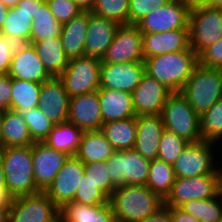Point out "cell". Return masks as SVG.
Wrapping results in <instances>:
<instances>
[{
    "instance_id": "1",
    "label": "cell",
    "mask_w": 222,
    "mask_h": 222,
    "mask_svg": "<svg viewBox=\"0 0 222 222\" xmlns=\"http://www.w3.org/2000/svg\"><path fill=\"white\" fill-rule=\"evenodd\" d=\"M119 222H138L155 214L164 200L146 185H123L115 188L108 199Z\"/></svg>"
},
{
    "instance_id": "2",
    "label": "cell",
    "mask_w": 222,
    "mask_h": 222,
    "mask_svg": "<svg viewBox=\"0 0 222 222\" xmlns=\"http://www.w3.org/2000/svg\"><path fill=\"white\" fill-rule=\"evenodd\" d=\"M144 64L146 74L170 91L181 92L198 65V55L190 48L144 58Z\"/></svg>"
},
{
    "instance_id": "3",
    "label": "cell",
    "mask_w": 222,
    "mask_h": 222,
    "mask_svg": "<svg viewBox=\"0 0 222 222\" xmlns=\"http://www.w3.org/2000/svg\"><path fill=\"white\" fill-rule=\"evenodd\" d=\"M0 155L5 184L13 198L42 192L34 180L32 145L1 147Z\"/></svg>"
},
{
    "instance_id": "4",
    "label": "cell",
    "mask_w": 222,
    "mask_h": 222,
    "mask_svg": "<svg viewBox=\"0 0 222 222\" xmlns=\"http://www.w3.org/2000/svg\"><path fill=\"white\" fill-rule=\"evenodd\" d=\"M180 93L201 116L222 96V69L198 64Z\"/></svg>"
},
{
    "instance_id": "5",
    "label": "cell",
    "mask_w": 222,
    "mask_h": 222,
    "mask_svg": "<svg viewBox=\"0 0 222 222\" xmlns=\"http://www.w3.org/2000/svg\"><path fill=\"white\" fill-rule=\"evenodd\" d=\"M217 152H219V146L213 142L201 140L189 143L172 165L176 178L222 173Z\"/></svg>"
},
{
    "instance_id": "6",
    "label": "cell",
    "mask_w": 222,
    "mask_h": 222,
    "mask_svg": "<svg viewBox=\"0 0 222 222\" xmlns=\"http://www.w3.org/2000/svg\"><path fill=\"white\" fill-rule=\"evenodd\" d=\"M165 129L190 143L201 141L200 116L180 92H173L161 114Z\"/></svg>"
},
{
    "instance_id": "7",
    "label": "cell",
    "mask_w": 222,
    "mask_h": 222,
    "mask_svg": "<svg viewBox=\"0 0 222 222\" xmlns=\"http://www.w3.org/2000/svg\"><path fill=\"white\" fill-rule=\"evenodd\" d=\"M190 47L198 55L222 38V9L206 4L191 6L189 14Z\"/></svg>"
},
{
    "instance_id": "8",
    "label": "cell",
    "mask_w": 222,
    "mask_h": 222,
    "mask_svg": "<svg viewBox=\"0 0 222 222\" xmlns=\"http://www.w3.org/2000/svg\"><path fill=\"white\" fill-rule=\"evenodd\" d=\"M100 65V59L85 55L69 59L59 79L70 98L91 93L100 88Z\"/></svg>"
},
{
    "instance_id": "9",
    "label": "cell",
    "mask_w": 222,
    "mask_h": 222,
    "mask_svg": "<svg viewBox=\"0 0 222 222\" xmlns=\"http://www.w3.org/2000/svg\"><path fill=\"white\" fill-rule=\"evenodd\" d=\"M150 163L135 149L115 151L107 160L108 174L116 188L146 185Z\"/></svg>"
},
{
    "instance_id": "10",
    "label": "cell",
    "mask_w": 222,
    "mask_h": 222,
    "mask_svg": "<svg viewBox=\"0 0 222 222\" xmlns=\"http://www.w3.org/2000/svg\"><path fill=\"white\" fill-rule=\"evenodd\" d=\"M222 173H211L202 176L176 178L170 193L164 199L165 207H180L190 200L213 198L219 194Z\"/></svg>"
},
{
    "instance_id": "11",
    "label": "cell",
    "mask_w": 222,
    "mask_h": 222,
    "mask_svg": "<svg viewBox=\"0 0 222 222\" xmlns=\"http://www.w3.org/2000/svg\"><path fill=\"white\" fill-rule=\"evenodd\" d=\"M190 9L191 6L183 0H170L144 16L135 25L142 34L189 29Z\"/></svg>"
},
{
    "instance_id": "12",
    "label": "cell",
    "mask_w": 222,
    "mask_h": 222,
    "mask_svg": "<svg viewBox=\"0 0 222 222\" xmlns=\"http://www.w3.org/2000/svg\"><path fill=\"white\" fill-rule=\"evenodd\" d=\"M8 222H61L59 207L44 192L16 197Z\"/></svg>"
},
{
    "instance_id": "13",
    "label": "cell",
    "mask_w": 222,
    "mask_h": 222,
    "mask_svg": "<svg viewBox=\"0 0 222 222\" xmlns=\"http://www.w3.org/2000/svg\"><path fill=\"white\" fill-rule=\"evenodd\" d=\"M143 35L135 24L120 25L101 63L144 61Z\"/></svg>"
},
{
    "instance_id": "14",
    "label": "cell",
    "mask_w": 222,
    "mask_h": 222,
    "mask_svg": "<svg viewBox=\"0 0 222 222\" xmlns=\"http://www.w3.org/2000/svg\"><path fill=\"white\" fill-rule=\"evenodd\" d=\"M144 74V61L101 63L100 88L132 93Z\"/></svg>"
},
{
    "instance_id": "15",
    "label": "cell",
    "mask_w": 222,
    "mask_h": 222,
    "mask_svg": "<svg viewBox=\"0 0 222 222\" xmlns=\"http://www.w3.org/2000/svg\"><path fill=\"white\" fill-rule=\"evenodd\" d=\"M172 93L166 86L145 73L131 93L136 116L161 115L164 104Z\"/></svg>"
},
{
    "instance_id": "16",
    "label": "cell",
    "mask_w": 222,
    "mask_h": 222,
    "mask_svg": "<svg viewBox=\"0 0 222 222\" xmlns=\"http://www.w3.org/2000/svg\"><path fill=\"white\" fill-rule=\"evenodd\" d=\"M83 175L84 163L75 156H69L44 193L60 208L65 202L74 200Z\"/></svg>"
},
{
    "instance_id": "17",
    "label": "cell",
    "mask_w": 222,
    "mask_h": 222,
    "mask_svg": "<svg viewBox=\"0 0 222 222\" xmlns=\"http://www.w3.org/2000/svg\"><path fill=\"white\" fill-rule=\"evenodd\" d=\"M69 158L65 152L57 151L43 142L32 145L33 174L36 186L44 192Z\"/></svg>"
},
{
    "instance_id": "18",
    "label": "cell",
    "mask_w": 222,
    "mask_h": 222,
    "mask_svg": "<svg viewBox=\"0 0 222 222\" xmlns=\"http://www.w3.org/2000/svg\"><path fill=\"white\" fill-rule=\"evenodd\" d=\"M12 79L43 83L52 78L32 44H20L14 51L7 73Z\"/></svg>"
},
{
    "instance_id": "19",
    "label": "cell",
    "mask_w": 222,
    "mask_h": 222,
    "mask_svg": "<svg viewBox=\"0 0 222 222\" xmlns=\"http://www.w3.org/2000/svg\"><path fill=\"white\" fill-rule=\"evenodd\" d=\"M69 101L70 97L59 77L41 83L37 107L55 125L68 121Z\"/></svg>"
},
{
    "instance_id": "20",
    "label": "cell",
    "mask_w": 222,
    "mask_h": 222,
    "mask_svg": "<svg viewBox=\"0 0 222 222\" xmlns=\"http://www.w3.org/2000/svg\"><path fill=\"white\" fill-rule=\"evenodd\" d=\"M68 122L83 132L101 129L103 121L97 91L70 98Z\"/></svg>"
},
{
    "instance_id": "21",
    "label": "cell",
    "mask_w": 222,
    "mask_h": 222,
    "mask_svg": "<svg viewBox=\"0 0 222 222\" xmlns=\"http://www.w3.org/2000/svg\"><path fill=\"white\" fill-rule=\"evenodd\" d=\"M137 130L133 149L148 160L158 159L159 142L165 126L161 115L136 116Z\"/></svg>"
},
{
    "instance_id": "22",
    "label": "cell",
    "mask_w": 222,
    "mask_h": 222,
    "mask_svg": "<svg viewBox=\"0 0 222 222\" xmlns=\"http://www.w3.org/2000/svg\"><path fill=\"white\" fill-rule=\"evenodd\" d=\"M119 26L117 22L99 17L89 11L85 56L95 57L101 60L107 48L113 42L116 30Z\"/></svg>"
},
{
    "instance_id": "23",
    "label": "cell",
    "mask_w": 222,
    "mask_h": 222,
    "mask_svg": "<svg viewBox=\"0 0 222 222\" xmlns=\"http://www.w3.org/2000/svg\"><path fill=\"white\" fill-rule=\"evenodd\" d=\"M143 35L144 58L159 54L189 50V29H175L161 33H147Z\"/></svg>"
},
{
    "instance_id": "24",
    "label": "cell",
    "mask_w": 222,
    "mask_h": 222,
    "mask_svg": "<svg viewBox=\"0 0 222 222\" xmlns=\"http://www.w3.org/2000/svg\"><path fill=\"white\" fill-rule=\"evenodd\" d=\"M103 123L135 117L132 94L126 91L97 90Z\"/></svg>"
},
{
    "instance_id": "25",
    "label": "cell",
    "mask_w": 222,
    "mask_h": 222,
    "mask_svg": "<svg viewBox=\"0 0 222 222\" xmlns=\"http://www.w3.org/2000/svg\"><path fill=\"white\" fill-rule=\"evenodd\" d=\"M89 24V11H82L62 24L60 40L69 59L85 55V41Z\"/></svg>"
},
{
    "instance_id": "26",
    "label": "cell",
    "mask_w": 222,
    "mask_h": 222,
    "mask_svg": "<svg viewBox=\"0 0 222 222\" xmlns=\"http://www.w3.org/2000/svg\"><path fill=\"white\" fill-rule=\"evenodd\" d=\"M61 222H119L108 203L86 205L75 201L65 202L60 208Z\"/></svg>"
},
{
    "instance_id": "27",
    "label": "cell",
    "mask_w": 222,
    "mask_h": 222,
    "mask_svg": "<svg viewBox=\"0 0 222 222\" xmlns=\"http://www.w3.org/2000/svg\"><path fill=\"white\" fill-rule=\"evenodd\" d=\"M116 150L100 130L83 132L74 155L84 164L107 161Z\"/></svg>"
},
{
    "instance_id": "28",
    "label": "cell",
    "mask_w": 222,
    "mask_h": 222,
    "mask_svg": "<svg viewBox=\"0 0 222 222\" xmlns=\"http://www.w3.org/2000/svg\"><path fill=\"white\" fill-rule=\"evenodd\" d=\"M32 46L52 77H59L65 71L69 58L64 52L60 37L36 41Z\"/></svg>"
},
{
    "instance_id": "29",
    "label": "cell",
    "mask_w": 222,
    "mask_h": 222,
    "mask_svg": "<svg viewBox=\"0 0 222 222\" xmlns=\"http://www.w3.org/2000/svg\"><path fill=\"white\" fill-rule=\"evenodd\" d=\"M25 120L15 110L4 111L2 120L1 147L33 145Z\"/></svg>"
},
{
    "instance_id": "30",
    "label": "cell",
    "mask_w": 222,
    "mask_h": 222,
    "mask_svg": "<svg viewBox=\"0 0 222 222\" xmlns=\"http://www.w3.org/2000/svg\"><path fill=\"white\" fill-rule=\"evenodd\" d=\"M136 116L103 123L100 131L116 151L133 149L136 140Z\"/></svg>"
},
{
    "instance_id": "31",
    "label": "cell",
    "mask_w": 222,
    "mask_h": 222,
    "mask_svg": "<svg viewBox=\"0 0 222 222\" xmlns=\"http://www.w3.org/2000/svg\"><path fill=\"white\" fill-rule=\"evenodd\" d=\"M82 134V130L75 124L67 121L54 125L43 143L57 151H62L69 156H74L80 144Z\"/></svg>"
},
{
    "instance_id": "32",
    "label": "cell",
    "mask_w": 222,
    "mask_h": 222,
    "mask_svg": "<svg viewBox=\"0 0 222 222\" xmlns=\"http://www.w3.org/2000/svg\"><path fill=\"white\" fill-rule=\"evenodd\" d=\"M176 180L173 166L160 159L151 160L146 186L163 200L170 193Z\"/></svg>"
},
{
    "instance_id": "33",
    "label": "cell",
    "mask_w": 222,
    "mask_h": 222,
    "mask_svg": "<svg viewBox=\"0 0 222 222\" xmlns=\"http://www.w3.org/2000/svg\"><path fill=\"white\" fill-rule=\"evenodd\" d=\"M61 28L62 24L55 19L45 2L33 18L29 44L59 37Z\"/></svg>"
},
{
    "instance_id": "34",
    "label": "cell",
    "mask_w": 222,
    "mask_h": 222,
    "mask_svg": "<svg viewBox=\"0 0 222 222\" xmlns=\"http://www.w3.org/2000/svg\"><path fill=\"white\" fill-rule=\"evenodd\" d=\"M41 83L12 79L11 109H33L38 106Z\"/></svg>"
},
{
    "instance_id": "35",
    "label": "cell",
    "mask_w": 222,
    "mask_h": 222,
    "mask_svg": "<svg viewBox=\"0 0 222 222\" xmlns=\"http://www.w3.org/2000/svg\"><path fill=\"white\" fill-rule=\"evenodd\" d=\"M180 208L201 222H218L222 217V199L220 195L203 200H190Z\"/></svg>"
},
{
    "instance_id": "36",
    "label": "cell",
    "mask_w": 222,
    "mask_h": 222,
    "mask_svg": "<svg viewBox=\"0 0 222 222\" xmlns=\"http://www.w3.org/2000/svg\"><path fill=\"white\" fill-rule=\"evenodd\" d=\"M33 19L15 6L7 13L6 21L0 30L3 35L12 36L20 44L30 43Z\"/></svg>"
},
{
    "instance_id": "37",
    "label": "cell",
    "mask_w": 222,
    "mask_h": 222,
    "mask_svg": "<svg viewBox=\"0 0 222 222\" xmlns=\"http://www.w3.org/2000/svg\"><path fill=\"white\" fill-rule=\"evenodd\" d=\"M200 136L218 145L222 141V96L200 116Z\"/></svg>"
},
{
    "instance_id": "38",
    "label": "cell",
    "mask_w": 222,
    "mask_h": 222,
    "mask_svg": "<svg viewBox=\"0 0 222 222\" xmlns=\"http://www.w3.org/2000/svg\"><path fill=\"white\" fill-rule=\"evenodd\" d=\"M17 112L25 120L34 143L43 142L55 125L38 107L33 109L24 108Z\"/></svg>"
},
{
    "instance_id": "39",
    "label": "cell",
    "mask_w": 222,
    "mask_h": 222,
    "mask_svg": "<svg viewBox=\"0 0 222 222\" xmlns=\"http://www.w3.org/2000/svg\"><path fill=\"white\" fill-rule=\"evenodd\" d=\"M129 0H96L91 13L117 22L128 24Z\"/></svg>"
},
{
    "instance_id": "40",
    "label": "cell",
    "mask_w": 222,
    "mask_h": 222,
    "mask_svg": "<svg viewBox=\"0 0 222 222\" xmlns=\"http://www.w3.org/2000/svg\"><path fill=\"white\" fill-rule=\"evenodd\" d=\"M189 143L186 139L165 129L159 142L158 159L173 165Z\"/></svg>"
},
{
    "instance_id": "41",
    "label": "cell",
    "mask_w": 222,
    "mask_h": 222,
    "mask_svg": "<svg viewBox=\"0 0 222 222\" xmlns=\"http://www.w3.org/2000/svg\"><path fill=\"white\" fill-rule=\"evenodd\" d=\"M84 175L89 176L96 187L109 199L116 187L108 174L107 161L85 163Z\"/></svg>"
},
{
    "instance_id": "42",
    "label": "cell",
    "mask_w": 222,
    "mask_h": 222,
    "mask_svg": "<svg viewBox=\"0 0 222 222\" xmlns=\"http://www.w3.org/2000/svg\"><path fill=\"white\" fill-rule=\"evenodd\" d=\"M73 201L86 205H98L108 203V198L96 187L89 176L83 175Z\"/></svg>"
},
{
    "instance_id": "43",
    "label": "cell",
    "mask_w": 222,
    "mask_h": 222,
    "mask_svg": "<svg viewBox=\"0 0 222 222\" xmlns=\"http://www.w3.org/2000/svg\"><path fill=\"white\" fill-rule=\"evenodd\" d=\"M170 0H129L128 24H136L144 16L162 7Z\"/></svg>"
},
{
    "instance_id": "44",
    "label": "cell",
    "mask_w": 222,
    "mask_h": 222,
    "mask_svg": "<svg viewBox=\"0 0 222 222\" xmlns=\"http://www.w3.org/2000/svg\"><path fill=\"white\" fill-rule=\"evenodd\" d=\"M46 3L55 19L61 24L69 22L82 12L73 0H48Z\"/></svg>"
},
{
    "instance_id": "45",
    "label": "cell",
    "mask_w": 222,
    "mask_h": 222,
    "mask_svg": "<svg viewBox=\"0 0 222 222\" xmlns=\"http://www.w3.org/2000/svg\"><path fill=\"white\" fill-rule=\"evenodd\" d=\"M198 64L207 68L222 69V38L198 54Z\"/></svg>"
},
{
    "instance_id": "46",
    "label": "cell",
    "mask_w": 222,
    "mask_h": 222,
    "mask_svg": "<svg viewBox=\"0 0 222 222\" xmlns=\"http://www.w3.org/2000/svg\"><path fill=\"white\" fill-rule=\"evenodd\" d=\"M20 45L12 36L0 33V74H7L15 49Z\"/></svg>"
},
{
    "instance_id": "47",
    "label": "cell",
    "mask_w": 222,
    "mask_h": 222,
    "mask_svg": "<svg viewBox=\"0 0 222 222\" xmlns=\"http://www.w3.org/2000/svg\"><path fill=\"white\" fill-rule=\"evenodd\" d=\"M12 78L8 74H0V110L11 109Z\"/></svg>"
},
{
    "instance_id": "48",
    "label": "cell",
    "mask_w": 222,
    "mask_h": 222,
    "mask_svg": "<svg viewBox=\"0 0 222 222\" xmlns=\"http://www.w3.org/2000/svg\"><path fill=\"white\" fill-rule=\"evenodd\" d=\"M44 3L43 0H20L16 7L33 19Z\"/></svg>"
},
{
    "instance_id": "49",
    "label": "cell",
    "mask_w": 222,
    "mask_h": 222,
    "mask_svg": "<svg viewBox=\"0 0 222 222\" xmlns=\"http://www.w3.org/2000/svg\"><path fill=\"white\" fill-rule=\"evenodd\" d=\"M169 213L173 222H201L180 207H169Z\"/></svg>"
},
{
    "instance_id": "50",
    "label": "cell",
    "mask_w": 222,
    "mask_h": 222,
    "mask_svg": "<svg viewBox=\"0 0 222 222\" xmlns=\"http://www.w3.org/2000/svg\"><path fill=\"white\" fill-rule=\"evenodd\" d=\"M138 222H173V221L170 217L169 207L163 206L155 214L145 218L144 220H140Z\"/></svg>"
},
{
    "instance_id": "51",
    "label": "cell",
    "mask_w": 222,
    "mask_h": 222,
    "mask_svg": "<svg viewBox=\"0 0 222 222\" xmlns=\"http://www.w3.org/2000/svg\"><path fill=\"white\" fill-rule=\"evenodd\" d=\"M13 197L6 186H0V206H11Z\"/></svg>"
},
{
    "instance_id": "52",
    "label": "cell",
    "mask_w": 222,
    "mask_h": 222,
    "mask_svg": "<svg viewBox=\"0 0 222 222\" xmlns=\"http://www.w3.org/2000/svg\"><path fill=\"white\" fill-rule=\"evenodd\" d=\"M82 11H91L96 0H73Z\"/></svg>"
},
{
    "instance_id": "53",
    "label": "cell",
    "mask_w": 222,
    "mask_h": 222,
    "mask_svg": "<svg viewBox=\"0 0 222 222\" xmlns=\"http://www.w3.org/2000/svg\"><path fill=\"white\" fill-rule=\"evenodd\" d=\"M9 11V8L3 4V2L0 0V30L4 25V22L7 18V13Z\"/></svg>"
},
{
    "instance_id": "54",
    "label": "cell",
    "mask_w": 222,
    "mask_h": 222,
    "mask_svg": "<svg viewBox=\"0 0 222 222\" xmlns=\"http://www.w3.org/2000/svg\"><path fill=\"white\" fill-rule=\"evenodd\" d=\"M9 207L10 206H0V222H8Z\"/></svg>"
},
{
    "instance_id": "55",
    "label": "cell",
    "mask_w": 222,
    "mask_h": 222,
    "mask_svg": "<svg viewBox=\"0 0 222 222\" xmlns=\"http://www.w3.org/2000/svg\"><path fill=\"white\" fill-rule=\"evenodd\" d=\"M206 5L222 9V0H207Z\"/></svg>"
},
{
    "instance_id": "56",
    "label": "cell",
    "mask_w": 222,
    "mask_h": 222,
    "mask_svg": "<svg viewBox=\"0 0 222 222\" xmlns=\"http://www.w3.org/2000/svg\"><path fill=\"white\" fill-rule=\"evenodd\" d=\"M5 6H7L9 9L14 8L20 0H1Z\"/></svg>"
},
{
    "instance_id": "57",
    "label": "cell",
    "mask_w": 222,
    "mask_h": 222,
    "mask_svg": "<svg viewBox=\"0 0 222 222\" xmlns=\"http://www.w3.org/2000/svg\"><path fill=\"white\" fill-rule=\"evenodd\" d=\"M0 186H6L1 155H0Z\"/></svg>"
},
{
    "instance_id": "58",
    "label": "cell",
    "mask_w": 222,
    "mask_h": 222,
    "mask_svg": "<svg viewBox=\"0 0 222 222\" xmlns=\"http://www.w3.org/2000/svg\"><path fill=\"white\" fill-rule=\"evenodd\" d=\"M183 1H185L190 6H194L197 4H205L207 2V0H183Z\"/></svg>"
},
{
    "instance_id": "59",
    "label": "cell",
    "mask_w": 222,
    "mask_h": 222,
    "mask_svg": "<svg viewBox=\"0 0 222 222\" xmlns=\"http://www.w3.org/2000/svg\"><path fill=\"white\" fill-rule=\"evenodd\" d=\"M221 144V145H220ZM218 146H220L219 147V152H218V156H219V167L221 168V170H222V141L219 143V145Z\"/></svg>"
},
{
    "instance_id": "60",
    "label": "cell",
    "mask_w": 222,
    "mask_h": 222,
    "mask_svg": "<svg viewBox=\"0 0 222 222\" xmlns=\"http://www.w3.org/2000/svg\"><path fill=\"white\" fill-rule=\"evenodd\" d=\"M4 111L0 110V148H1V133H2V120Z\"/></svg>"
},
{
    "instance_id": "61",
    "label": "cell",
    "mask_w": 222,
    "mask_h": 222,
    "mask_svg": "<svg viewBox=\"0 0 222 222\" xmlns=\"http://www.w3.org/2000/svg\"><path fill=\"white\" fill-rule=\"evenodd\" d=\"M219 195L222 199V177H221L220 184H219Z\"/></svg>"
}]
</instances>
